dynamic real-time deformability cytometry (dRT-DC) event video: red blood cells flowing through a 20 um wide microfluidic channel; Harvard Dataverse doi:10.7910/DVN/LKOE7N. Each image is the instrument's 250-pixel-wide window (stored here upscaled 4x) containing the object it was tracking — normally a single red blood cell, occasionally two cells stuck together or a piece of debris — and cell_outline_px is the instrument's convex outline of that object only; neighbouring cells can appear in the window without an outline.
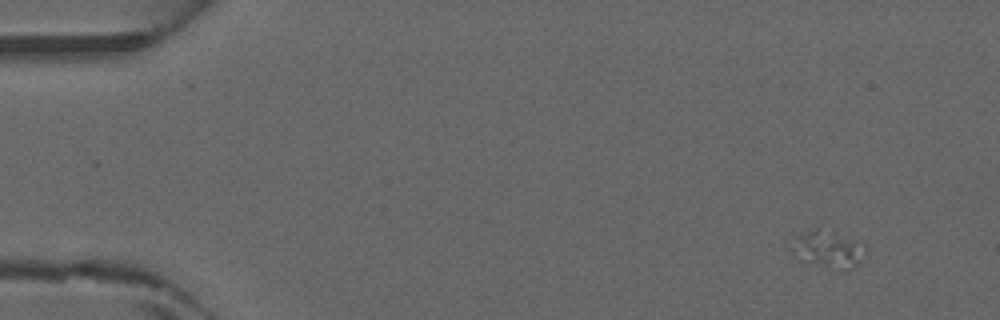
{"species": "common noctule bat (a hibernating species)", "species_latin": "Nyctalus noctula", "temperature_condition": "warm", "stored_images_in_passage": 3, "camera_frame_rate_fps": 3000, "um_per_image_px": 0.085, "animal": {"sex": "male", "forearm_length_mm": 52.5}, "frame": {"image": 1, "passage_image": 1, "time_ms": 0.0, "image_size_px": [1000, 320], "cell_outline_px": [[860, 260], [852, 268], [840, 272], [800, 260], [792, 248], [796, 236], [804, 232], [816, 228], [836, 232], [852, 244]], "centroid_in_image_um": [70.18, 21.24], "position_along_channel_um": 14.8, "area_um2": 14.45}}
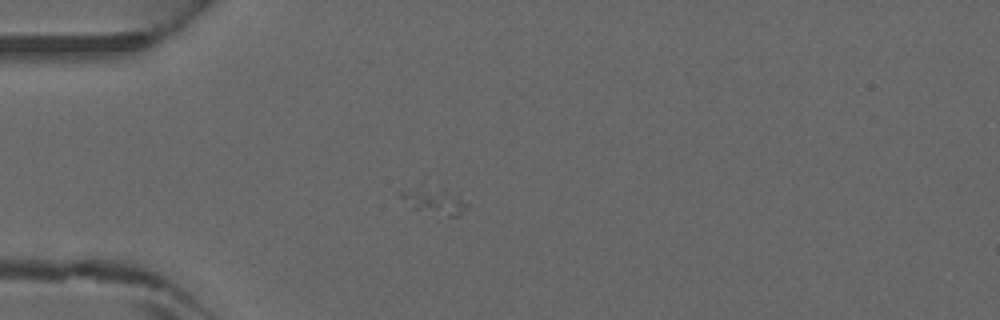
{"frame": {"image": 2, "passage_image": 3, "time_ms": 0.667, "image_size_px": [1000, 320], "cell_outline_px": [[468, 208], [456, 216], [448, 216], [412, 208], [396, 192], [424, 180], [468, 204]], "centroid_in_image_um": [36.74, 16.96], "position_along_channel_um": 48.3, "area_um2": 10.46}}